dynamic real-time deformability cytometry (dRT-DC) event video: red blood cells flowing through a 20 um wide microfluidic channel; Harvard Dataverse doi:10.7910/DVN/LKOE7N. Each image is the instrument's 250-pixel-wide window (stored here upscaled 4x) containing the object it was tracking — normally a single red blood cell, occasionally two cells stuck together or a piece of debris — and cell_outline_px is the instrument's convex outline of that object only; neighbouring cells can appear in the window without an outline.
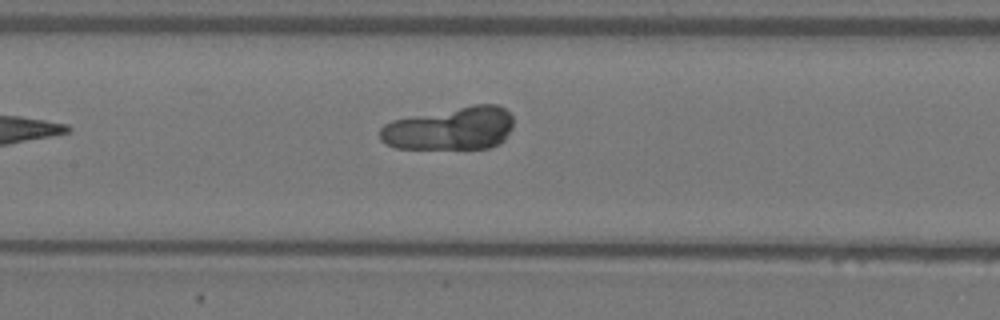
{"species": "Egyptian fruit bat (a non-hibernating species)", "species_latin": "Rousettus aegyptiacus", "temperature_condition": "warm", "stored_images_in_passage": 7, "camera_frame_rate_fps": 3000, "um_per_image_px": 0.085, "animal": {"sex": "female"}, "frame": {"image": 1, "passage_image": 7, "time_ms": 2.0, "image_size_px": [1000, 320], "cell_outline_px": [[512, 128], [504, 140], [500, 144], [488, 148], [396, 148], [384, 144], [380, 140], [380, 128], [384, 124], [392, 120], [472, 104], [496, 104], [504, 108], [512, 116]], "centroid_in_image_um": [38.28, 10.92], "position_along_channel_um": 169.1, "area_um2": 33.58}}